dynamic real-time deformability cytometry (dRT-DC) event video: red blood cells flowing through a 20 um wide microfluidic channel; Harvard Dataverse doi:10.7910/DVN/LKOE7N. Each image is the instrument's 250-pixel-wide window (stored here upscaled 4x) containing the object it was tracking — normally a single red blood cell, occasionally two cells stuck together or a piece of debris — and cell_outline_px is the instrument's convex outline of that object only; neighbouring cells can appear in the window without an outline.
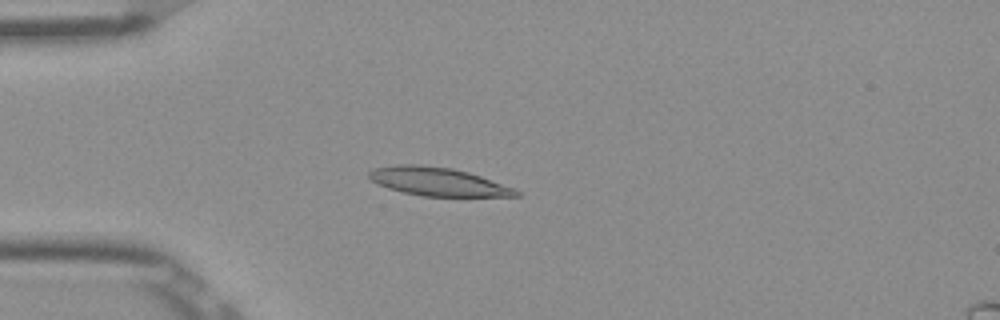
{"species": "Egyptian fruit bat (a non-hibernating species)", "species_latin": "Rousettus aegyptiacus", "temperature_condition": "room temperature", "stored_images_in_passage": 52, "camera_frame_rate_fps": 3000, "um_per_image_px": 0.085, "frame": {"image": 1, "passage_image": 14, "time_ms": 4.333, "image_size_px": [1000, 320], "cell_outline_px": [[520, 196], [424, 196], [404, 192], [388, 188], [376, 184], [368, 180], [368, 172], [372, 168], [396, 164], [420, 164], [452, 168], [468, 172], [516, 188], [520, 192]], "centroid_in_image_um": [37.17, 15.43], "position_along_channel_um": 47.8, "area_um2": 24.51}}
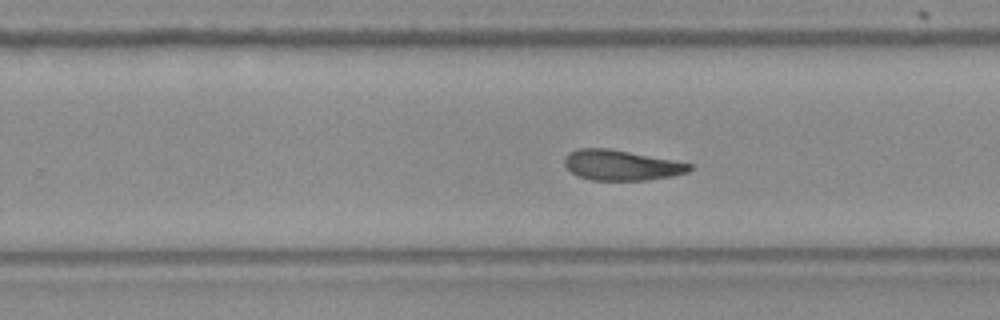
{"frame": {"image": 2, "passage_image": 33, "time_ms": 10.667, "image_size_px": [1000, 320], "cell_outline_px": [[692, 168], [688, 172], [672, 176], [644, 180], [592, 180], [576, 176], [564, 164], [564, 156], [568, 152], [576, 148], [608, 148], [672, 160], [692, 164]], "centroid_in_image_um": [52.75, 14.04], "position_along_channel_um": 277.0, "area_um2": 22.02}}
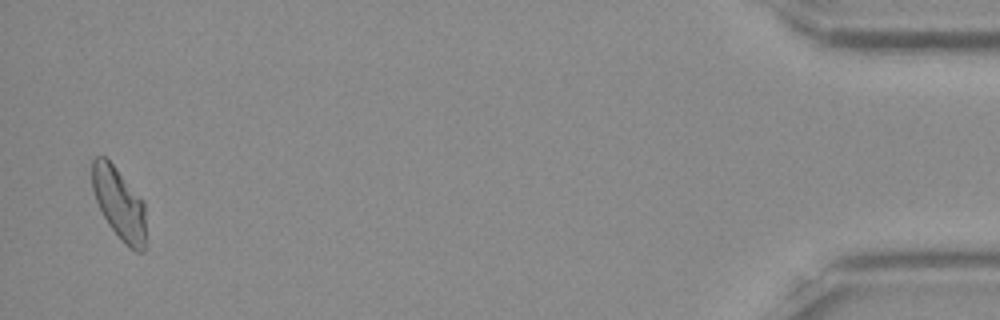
{"frame": {"image": 3, "passage_image": 51, "time_ms": 16.667, "image_size_px": [1000, 320], "cell_outline_px": [[144, 252], [136, 252], [124, 244], [120, 240], [108, 224], [96, 200], [92, 188], [92, 160], [96, 156], [104, 156], [116, 168], [144, 200]], "centroid_in_image_um": [10.12, 17.3], "position_along_channel_um": 425.1, "area_um2": 22.31}, "authors_computed_cell_mechanics": {"area_um2": 22.7154, "velocity_mm_per_s": 3.8834, "shape_relaxation_time_tau1_ms": null, "shape_relaxation_time_tau2_ms": 1.9656, "deformation_change_tau1": null, "deformation_change_tau2": 0.0961}}